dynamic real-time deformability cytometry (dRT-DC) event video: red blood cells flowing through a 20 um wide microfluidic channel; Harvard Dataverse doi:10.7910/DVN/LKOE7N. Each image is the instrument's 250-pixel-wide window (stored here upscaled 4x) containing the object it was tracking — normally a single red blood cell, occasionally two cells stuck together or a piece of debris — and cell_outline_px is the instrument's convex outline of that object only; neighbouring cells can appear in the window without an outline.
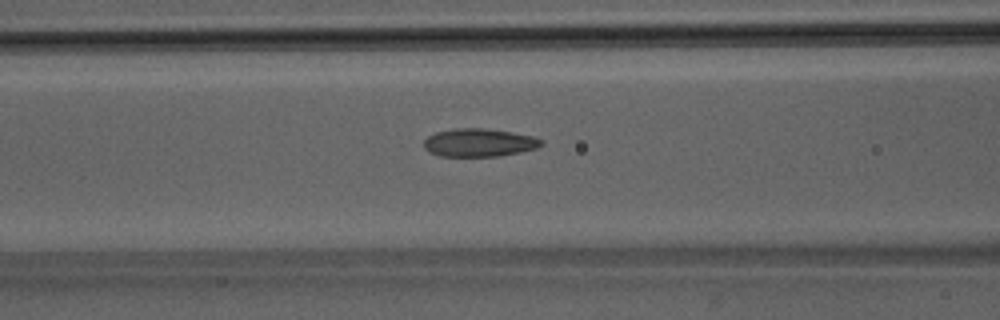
{"species": "Egyptian fruit bat (a non-hibernating species)", "species_latin": "Rousettus aegyptiacus", "temperature_condition": "room temperature", "stored_images_in_passage": 44, "camera_frame_rate_fps": 3000, "um_per_image_px": 0.085, "animal": {"sex": "male"}, "frame": {"image": 1, "passage_image": 14, "time_ms": 4.333, "image_size_px": [1000, 320], "cell_outline_px": [[544, 144], [536, 148], [520, 152], [500, 156], [440, 156], [428, 152], [424, 148], [424, 140], [428, 136], [436, 132], [456, 128], [484, 128], [512, 132], [532, 136], [544, 140]], "centroid_in_image_um": [40.72, 12.12], "position_along_channel_um": 125.9, "area_um2": 19.31}}
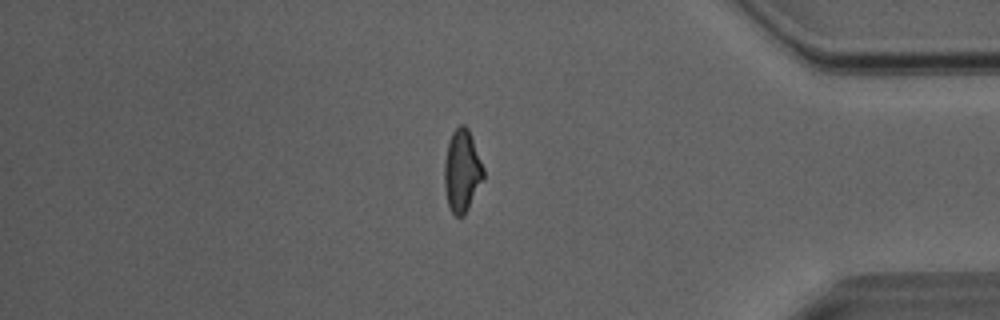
{"frame": {"image": 2, "passage_image": 36, "time_ms": 11.667, "image_size_px": [1000, 320], "cell_outline_px": [[484, 176], [464, 216], [456, 216], [452, 212], [448, 204], [444, 188], [444, 160], [448, 140], [452, 132], [460, 124], [464, 124], [468, 128], [472, 136], [484, 168]], "centroid_in_image_um": [39.25, 14.48], "position_along_channel_um": 395.9, "area_um2": 18.79}}
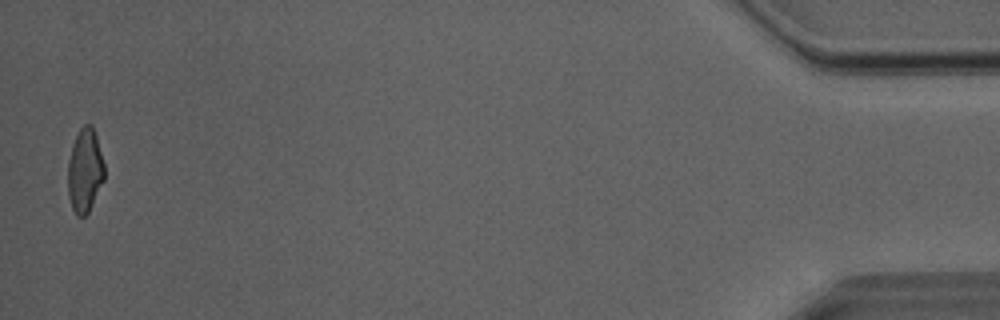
{"frame": {"image": 3, "passage_image": 43, "time_ms": 14.0, "image_size_px": [1000, 320], "cell_outline_px": [[104, 180], [88, 212], [84, 216], [76, 216], [72, 208], [68, 196], [68, 160], [72, 144], [80, 128], [84, 124], [92, 124], [96, 136], [104, 164]], "centroid_in_image_um": [7.2, 14.49], "position_along_channel_um": 428.0, "area_um2": 17.8}, "authors_computed_cell_mechanics": {"area_um2": 18.8428, "velocity_mm_per_s": 4.084, "shape_relaxation_time_tau1_ms": 7.1509, "shape_relaxation_time_tau2_ms": 1.3771, "deformation_change_tau1": 0.1961, "deformation_change_tau2": 0.0875}}